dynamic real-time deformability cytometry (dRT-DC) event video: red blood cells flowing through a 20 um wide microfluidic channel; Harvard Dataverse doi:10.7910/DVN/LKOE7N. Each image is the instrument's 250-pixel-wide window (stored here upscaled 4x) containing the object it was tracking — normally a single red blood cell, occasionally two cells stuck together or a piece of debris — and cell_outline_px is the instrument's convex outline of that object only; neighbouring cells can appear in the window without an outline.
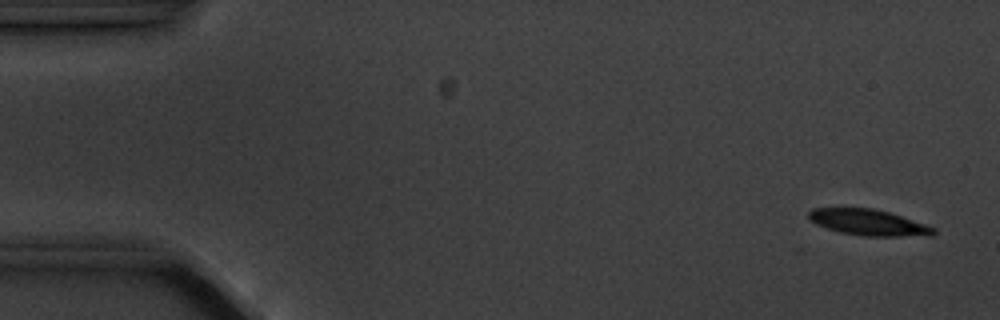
{"species": "common noctule bat (a hibernating species)", "species_latin": "Nyctalus noctula", "temperature_condition": "cold", "stored_images_in_passage": 5, "camera_frame_rate_fps": 3000, "um_per_image_px": 0.085, "animal": {"sex": "male", "body_mass_g": 20.1, "forearm_length_mm": 53.5}, "frame": {"image": 1, "passage_image": 1, "time_ms": 0.0, "image_size_px": [1000, 320], "cell_outline_px": [[936, 232], [932, 236], [864, 236], [840, 232], [816, 224], [808, 216], [808, 212], [812, 208], [876, 208], [936, 228]], "centroid_in_image_um": [73.84, 18.91], "position_along_channel_um": 11.2, "area_um2": 18.79}}